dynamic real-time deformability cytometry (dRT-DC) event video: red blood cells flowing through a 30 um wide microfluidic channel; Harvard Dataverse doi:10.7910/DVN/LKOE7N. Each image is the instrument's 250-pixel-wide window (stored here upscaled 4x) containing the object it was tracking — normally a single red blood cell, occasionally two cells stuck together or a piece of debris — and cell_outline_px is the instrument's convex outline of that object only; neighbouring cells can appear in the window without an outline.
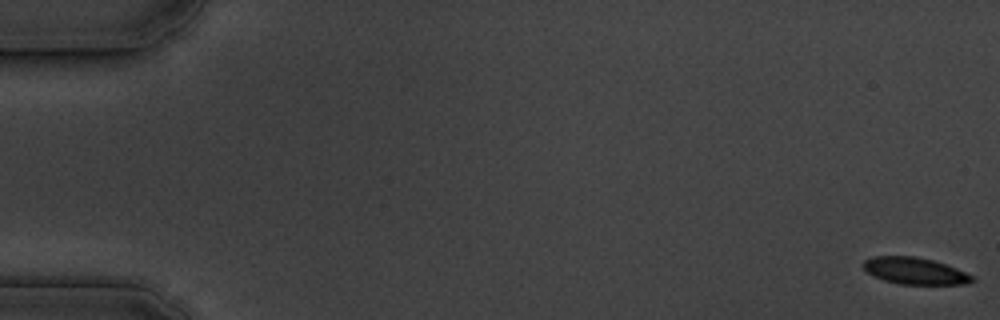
{"species": "common noctule bat (a hibernating species)", "species_latin": "Nyctalus noctula", "temperature_condition": "cold", "stored_images_in_passage": 56, "camera_frame_rate_fps": 3000, "um_per_image_px": 0.085, "animal": {"sex": "male", "body_mass_g": 19.5, "forearm_length_mm": 54.6}, "frame": {"image": 1, "passage_image": 1, "time_ms": 0.0, "image_size_px": [1000, 320], "cell_outline_px": [[976, 280], [964, 284], [900, 284], [884, 280], [872, 276], [860, 264], [864, 260], [872, 256], [912, 256], [932, 260], [956, 268], [972, 276]], "centroid_in_image_um": [77.7, 23.02], "position_along_channel_um": 7.3, "area_um2": 16.88}}
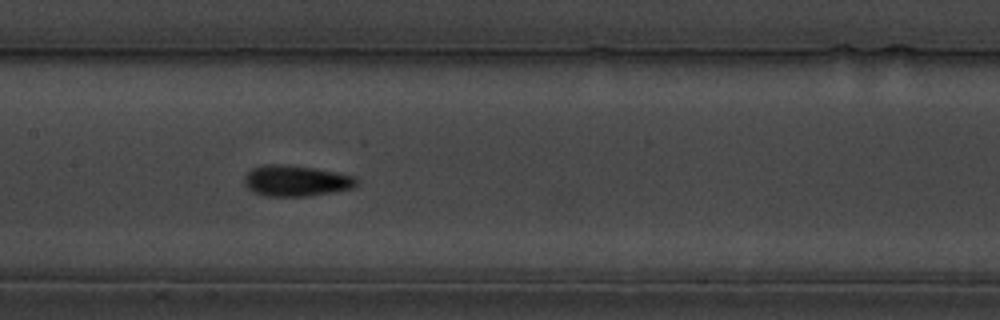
{"frame": {"image": 2, "passage_image": 28, "time_ms": 9.0, "image_size_px": [1000, 320], "cell_outline_px": [[360, 180], [352, 188], [332, 192], [308, 196], [264, 196], [252, 192], [244, 184], [244, 176], [252, 168], [264, 164], [284, 164], [316, 168], [356, 176]], "centroid_in_image_um": [25.15, 15.36], "position_along_channel_um": 182.2, "area_um2": 20.46}}
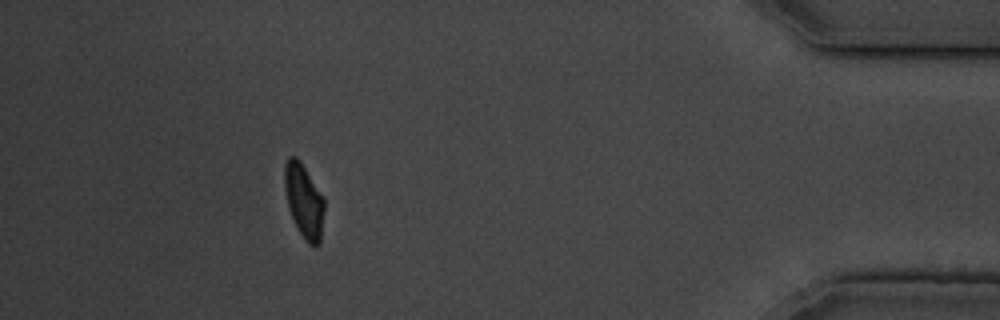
{"frame": {"image": 3, "passage_image": 51, "time_ms": 16.667, "image_size_px": [1000, 320], "cell_outline_px": [[324, 212], [320, 244], [316, 248], [308, 244], [304, 240], [296, 228], [288, 208], [284, 188], [284, 164], [288, 156], [296, 156], [300, 160], [324, 200]], "centroid_in_image_um": [25.81, 17.12], "position_along_channel_um": 409.4, "area_um2": 17.34}, "authors_computed_cell_mechanics": {"area_um2": 18.0914, "velocity_mm_per_s": 3.6268, "shape_relaxation_time_tau1_ms": 2.3749, "shape_relaxation_time_tau2_ms": 1.1581, "deformation_change_tau1": 0.1086, "deformation_change_tau2": 0.0595}}